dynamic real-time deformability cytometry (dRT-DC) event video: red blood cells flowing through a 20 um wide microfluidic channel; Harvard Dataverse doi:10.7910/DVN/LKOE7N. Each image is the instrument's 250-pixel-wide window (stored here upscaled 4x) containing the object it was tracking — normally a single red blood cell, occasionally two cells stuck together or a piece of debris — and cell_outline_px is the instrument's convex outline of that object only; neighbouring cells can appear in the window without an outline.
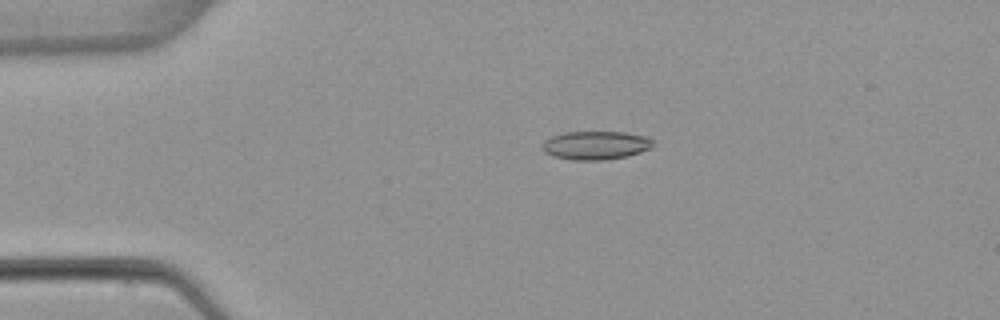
{"species": "common noctule bat (a hibernating species)", "species_latin": "Nyctalus noctula", "temperature_condition": "warm", "stored_images_in_passage": 4, "camera_frame_rate_fps": 3000, "um_per_image_px": 0.085, "animal": {"sex": "female", "body_mass_g": 22.7, "forearm_length_mm": 54.2}, "frame": {"image": 1, "passage_image": 3, "time_ms": 2.333, "image_size_px": [1000, 320], "cell_outline_px": [[652, 148], [628, 156], [604, 160], [572, 160], [552, 156], [544, 152], [540, 144], [544, 140], [552, 136], [564, 132], [624, 132], [648, 136], [652, 140]], "centroid_in_image_um": [50.61, 12.35], "position_along_channel_um": 34.4, "area_um2": 18.61}}